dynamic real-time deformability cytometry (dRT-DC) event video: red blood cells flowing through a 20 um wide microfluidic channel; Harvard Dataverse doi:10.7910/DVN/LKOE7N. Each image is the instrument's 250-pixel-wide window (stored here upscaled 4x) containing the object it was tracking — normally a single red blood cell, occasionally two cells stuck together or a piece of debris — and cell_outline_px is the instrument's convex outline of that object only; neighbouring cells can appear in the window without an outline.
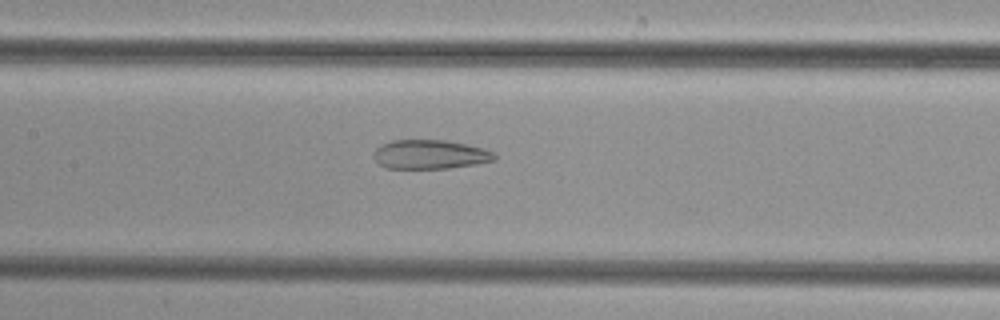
{"species": "common noctule bat (a hibernating species)", "species_latin": "Nyctalus noctula", "temperature_condition": "cold", "stored_images_in_passage": 50, "camera_frame_rate_fps": 3000, "um_per_image_px": 0.085, "animal": {"sex": "female", "body_mass_g": 29.2, "forearm_length_mm": 56.3}, "frame": {"image": 1, "passage_image": 24, "time_ms": 7.667, "image_size_px": [1000, 320], "cell_outline_px": [[496, 160], [476, 164], [448, 168], [384, 168], [372, 156], [372, 152], [376, 148], [392, 140], [444, 140], [484, 148], [496, 152]], "centroid_in_image_um": [36.56, 13.13], "position_along_channel_um": 170.8, "area_um2": 20.52}}
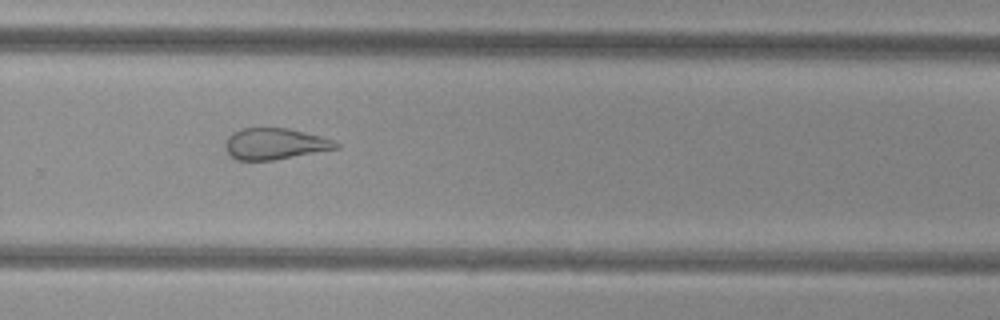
{"frame": {"image": 2, "passage_image": 34, "time_ms": 11.0, "image_size_px": [1000, 320], "cell_outline_px": [[340, 148], [272, 160], [236, 160], [224, 148], [224, 144], [228, 136], [232, 132], [244, 128], [288, 128], [320, 136], [332, 140], [340, 144]], "centroid_in_image_um": [23.35, 12.22], "position_along_channel_um": 306.5, "area_um2": 20.06}}
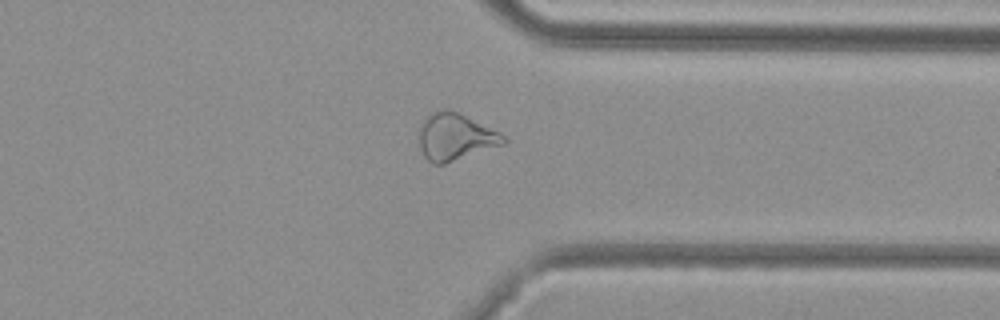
{"frame": {"image": 3, "passage_image": 39, "time_ms": 12.667, "image_size_px": [1000, 320], "cell_outline_px": [[508, 140], [504, 144], [444, 164], [432, 164], [424, 156], [420, 148], [420, 124], [428, 112], [444, 108], [448, 108], [500, 132], [508, 136]], "centroid_in_image_um": [38.69, 11.62], "position_along_channel_um": 372.7, "area_um2": 23.24}}